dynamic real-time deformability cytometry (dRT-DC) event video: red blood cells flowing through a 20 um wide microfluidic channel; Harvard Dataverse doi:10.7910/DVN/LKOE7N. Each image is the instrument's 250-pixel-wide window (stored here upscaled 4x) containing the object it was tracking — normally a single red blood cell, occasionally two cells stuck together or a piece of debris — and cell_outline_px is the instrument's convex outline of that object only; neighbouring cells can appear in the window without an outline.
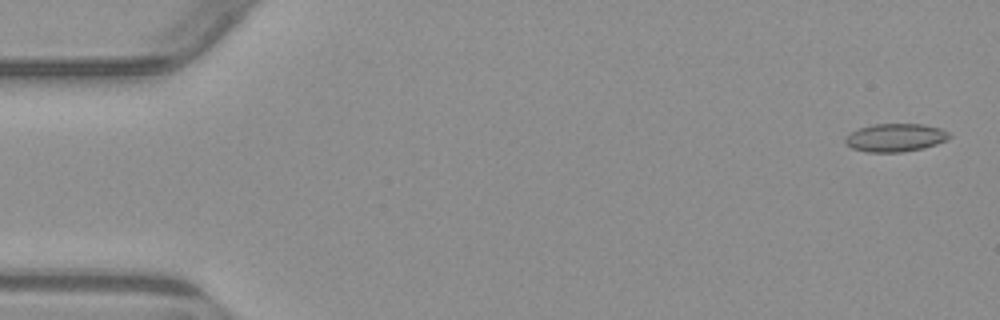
{"species": "common noctule bat (a hibernating species)", "species_latin": "Nyctalus noctula", "temperature_condition": "warm", "stored_images_in_passage": 7, "camera_frame_rate_fps": 3000, "um_per_image_px": 0.085, "animal": {"sex": "male", "body_mass_g": 23.1, "forearm_length_mm": 52.7}, "frame": {"image": 1, "passage_image": 1, "time_ms": 0.0, "image_size_px": [1000, 320], "cell_outline_px": [[952, 136], [936, 144], [924, 148], [900, 152], [864, 152], [852, 148], [844, 144], [844, 136], [860, 128], [876, 124], [924, 124], [940, 128], [948, 132]], "centroid_in_image_um": [76.07, 11.7], "position_along_channel_um": 8.9, "area_um2": 17.05}}
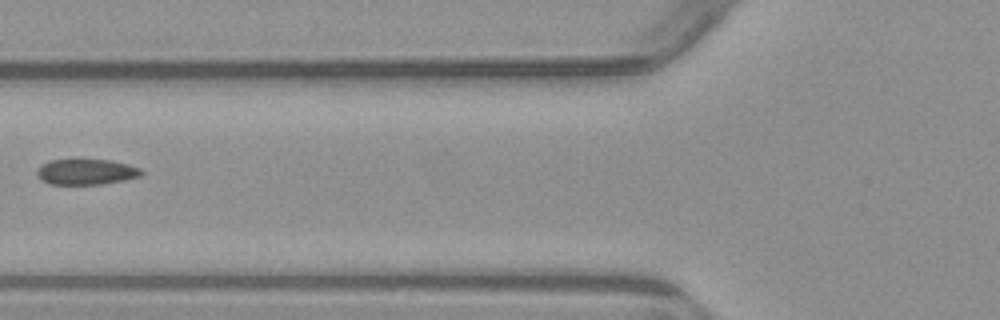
{"frame": {"image": 2, "passage_image": 6, "time_ms": 6.333, "image_size_px": [1000, 320], "cell_outline_px": [[144, 172], [140, 176], [124, 180], [100, 184], [48, 184], [40, 180], [36, 172], [40, 164], [52, 160], [112, 160], [128, 164], [140, 168]], "centroid_in_image_um": [7.31, 14.61], "position_along_channel_um": 118.5, "area_um2": 15.61}}
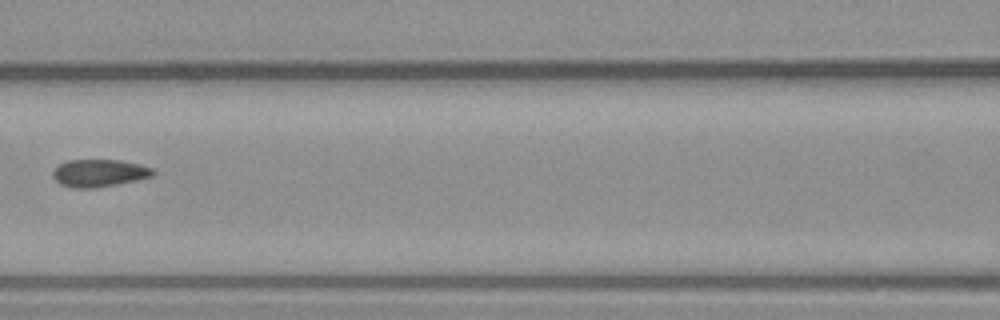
{"frame": {"image": 3, "passage_image": 7, "time_ms": 7.333, "image_size_px": [1000, 320], "cell_outline_px": [[156, 172], [152, 176], [136, 180], [116, 184], [92, 188], [72, 188], [60, 184], [52, 176], [52, 172], [60, 164], [68, 160], [120, 160], [140, 164], [152, 168]], "centroid_in_image_um": [8.43, 14.71], "position_along_channel_um": 158.2, "area_um2": 15.95}}